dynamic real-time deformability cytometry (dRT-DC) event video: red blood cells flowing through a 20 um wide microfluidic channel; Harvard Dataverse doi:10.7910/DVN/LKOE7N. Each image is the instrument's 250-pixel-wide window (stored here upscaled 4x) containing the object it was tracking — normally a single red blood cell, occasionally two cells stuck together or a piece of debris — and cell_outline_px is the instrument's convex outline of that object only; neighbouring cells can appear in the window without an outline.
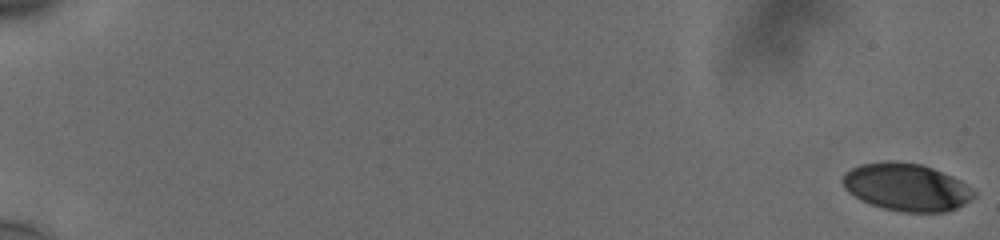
{"species": "human", "species_latin": "Homo sapiens", "temperature_condition": "cold", "stored_images_in_passage": 58, "camera_frame_rate_fps": 3000, "um_per_image_px": 0.085, "donor": {"sex": "male"}, "frame": {"image": 1, "passage_image": 1, "time_ms": 0.0, "image_size_px": [1000, 240], "cell_outline_px": [[976, 196], [964, 204], [948, 212], [900, 212], [884, 208], [860, 200], [848, 192], [844, 188], [840, 180], [844, 172], [860, 164], [888, 160], [920, 164], [932, 168], [952, 176], [960, 180], [976, 192]], "centroid_in_image_um": [77.02, 15.9], "position_along_channel_um": 8.0, "area_um2": 36.59}}
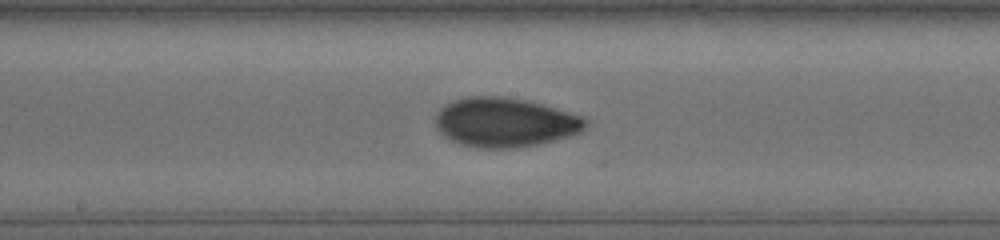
{"frame": {"image": 2, "passage_image": 34, "time_ms": 11.0, "image_size_px": [1000, 240], "cell_outline_px": [[588, 124], [580, 132], [568, 136], [540, 144], [516, 148], [484, 148], [460, 144], [444, 136], [436, 128], [436, 116], [440, 108], [452, 100], [472, 96], [500, 96], [524, 100], [540, 104], [584, 116], [588, 120]], "centroid_in_image_um": [42.92, 10.4], "position_along_channel_um": 205.3, "area_um2": 43.0}}
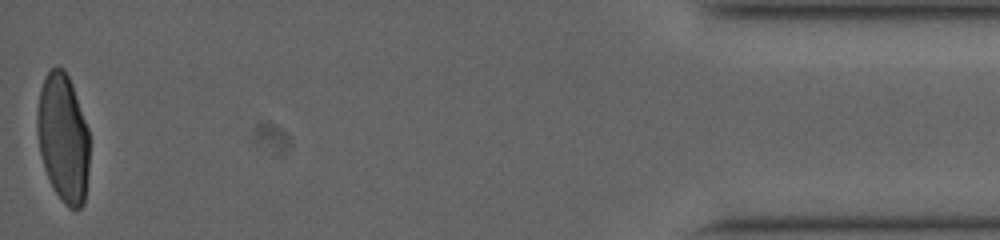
{"frame": {"image": 3, "passage_image": 58, "time_ms": 19.0, "image_size_px": [1000, 240], "cell_outline_px": [[88, 172], [84, 204], [80, 208], [68, 208], [60, 200], [44, 168], [40, 152], [36, 128], [36, 112], [40, 88], [44, 76], [56, 64], [64, 68], [72, 84], [88, 128]], "centroid_in_image_um": [5.35, 11.69], "position_along_channel_um": 429.9, "area_um2": 39.36}, "authors_computed_cell_mechanics": {"area_um2": 39.9687, "velocity_mm_per_s": 3.7681, "shape_relaxation_time_tau1_ms": 4.5267, "shape_relaxation_time_tau2_ms": 2.1276, "deformation_change_tau1": 0.1659, "deformation_change_tau2": 0.0573}}